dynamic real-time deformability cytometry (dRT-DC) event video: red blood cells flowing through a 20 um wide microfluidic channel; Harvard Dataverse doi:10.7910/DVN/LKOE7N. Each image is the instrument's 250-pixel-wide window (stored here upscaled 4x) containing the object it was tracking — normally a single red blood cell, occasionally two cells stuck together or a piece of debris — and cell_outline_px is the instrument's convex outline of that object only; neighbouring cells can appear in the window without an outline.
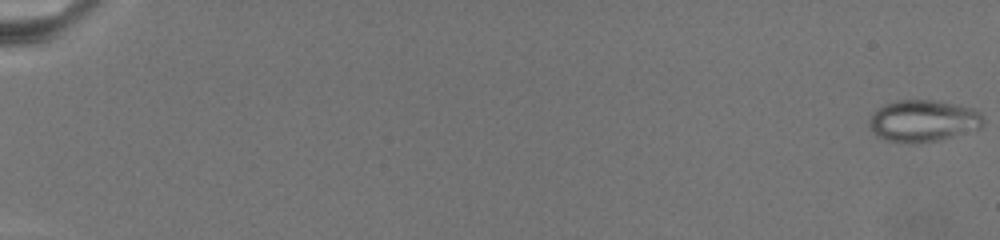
{"species": "common noctule bat (a hibernating species)", "species_latin": "Nyctalus noctula", "temperature_condition": "warm", "stored_images_in_passage": 52, "camera_frame_rate_fps": 3000, "um_per_image_px": 0.085, "animal": {"sex": "female", "body_mass_g": 19.5, "forearm_length_mm": 54.1}, "frame": {"image": 1, "passage_image": 1, "time_ms": 0.0, "image_size_px": [1000, 240], "cell_outline_px": [[984, 124], [980, 128], [940, 140], [920, 144], [908, 144], [888, 140], [876, 136], [872, 132], [868, 124], [868, 120], [872, 112], [884, 104], [900, 100], [932, 100], [972, 108], [980, 112], [984, 120]], "centroid_in_image_um": [78.43, 10.29], "position_along_channel_um": 6.6, "area_um2": 28.03}}
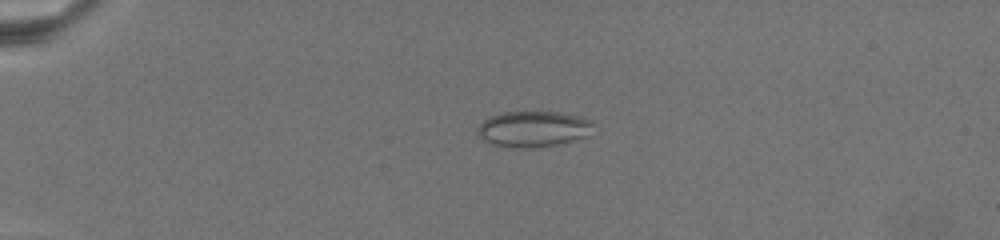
{"frame": {"image": 2, "passage_image": 42, "time_ms": 6.667, "image_size_px": [1000, 240], "cell_outline_px": [[592, 124], [584, 136], [560, 144], [532, 148], [512, 148], [492, 144], [484, 140], [476, 132], [480, 124], [484, 120], [492, 116], [504, 112], [560, 112], [592, 120]], "centroid_in_image_um": [45.27, 10.97], "position_along_channel_um": 39.7, "area_um2": 23.81}}